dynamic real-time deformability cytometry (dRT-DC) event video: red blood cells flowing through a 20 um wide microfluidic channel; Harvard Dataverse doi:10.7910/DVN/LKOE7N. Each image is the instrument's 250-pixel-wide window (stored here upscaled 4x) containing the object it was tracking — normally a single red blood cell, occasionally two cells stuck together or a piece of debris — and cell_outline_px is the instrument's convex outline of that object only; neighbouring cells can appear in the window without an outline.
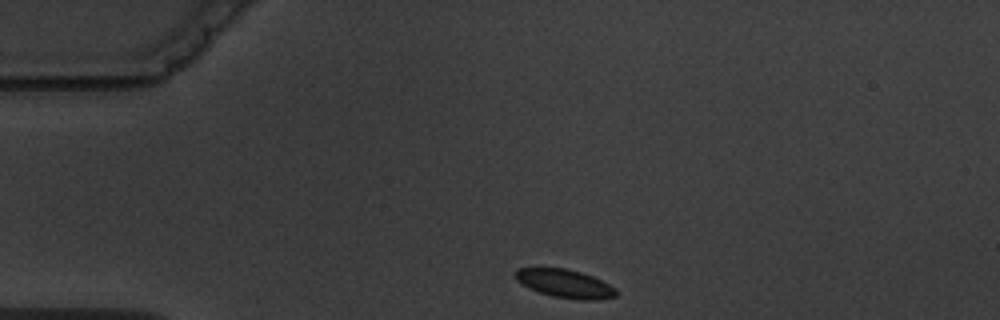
{"species": "common noctule bat (a hibernating species)", "species_latin": "Nyctalus noctula", "temperature_condition": "warm", "stored_images_in_passage": 2, "camera_frame_rate_fps": 3000, "um_per_image_px": 0.085, "animal": {"sex": "male", "body_mass_g": 19.5, "forearm_length_mm": 54.6}, "frame": {"image": 1, "passage_image": 1, "time_ms": 0.0, "image_size_px": [1000, 320], "cell_outline_px": [[616, 296], [600, 300], [580, 300], [552, 296], [528, 288], [516, 280], [516, 268], [568, 268], [592, 276], [616, 288]], "centroid_in_image_um": [48.02, 24.11], "position_along_channel_um": 37.0, "area_um2": 16.59}}